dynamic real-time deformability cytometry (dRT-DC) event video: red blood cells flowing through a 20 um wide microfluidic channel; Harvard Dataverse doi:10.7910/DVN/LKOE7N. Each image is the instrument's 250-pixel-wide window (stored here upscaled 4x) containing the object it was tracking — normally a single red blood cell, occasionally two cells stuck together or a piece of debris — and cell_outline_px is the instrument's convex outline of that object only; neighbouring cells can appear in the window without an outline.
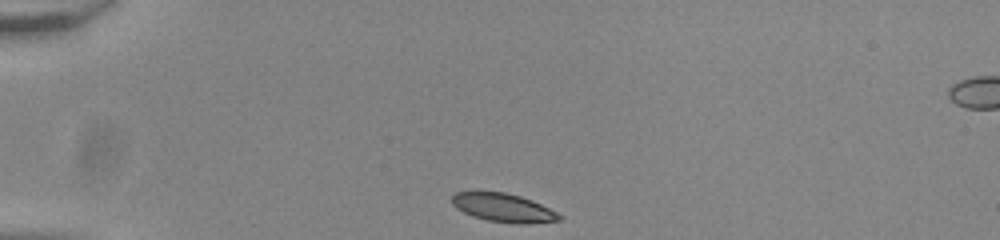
{"species": "common noctule bat (a hibernating species)", "species_latin": "Nyctalus noctula", "temperature_condition": "room temperature", "stored_images_in_passage": 35, "camera_frame_rate_fps": 3000, "um_per_image_px": 0.085, "animal": {"sex": "male", "body_mass_g": 20.0, "forearm_length_mm": 53.3}, "frame": {"image": 1, "passage_image": 1, "time_ms": 0.0, "image_size_px": [1000, 240], "cell_outline_px": [[560, 220], [528, 224], [516, 224], [488, 220], [472, 216], [456, 208], [452, 204], [452, 196], [456, 192], [504, 192], [520, 196], [532, 200], [556, 212], [560, 216]], "centroid_in_image_um": [42.77, 17.66], "position_along_channel_um": 42.2, "area_um2": 17.63}}
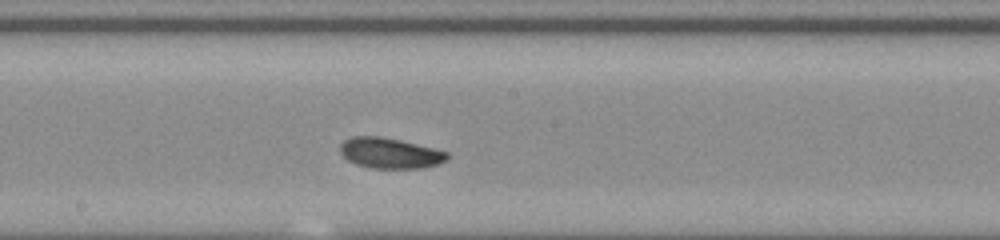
{"frame": {"image": 2, "passage_image": 18, "time_ms": 5.667, "image_size_px": [1000, 240], "cell_outline_px": [[448, 160], [436, 164], [420, 168], [368, 168], [356, 164], [348, 160], [340, 152], [340, 144], [344, 140], [352, 136], [380, 136], [400, 140], [448, 152]], "centroid_in_image_um": [33.11, 13.01], "position_along_channel_um": 215.1, "area_um2": 18.96}}
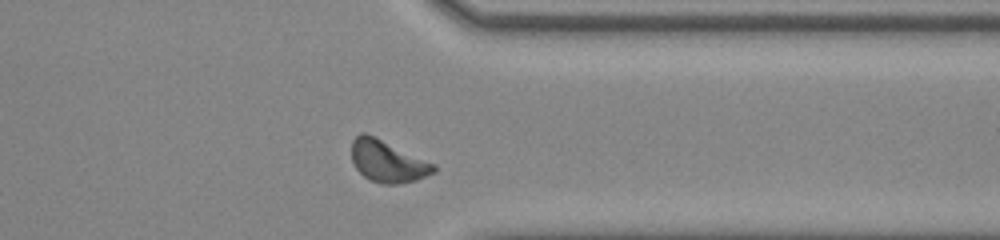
{"frame": {"image": 3, "passage_image": 31, "time_ms": 10.0, "image_size_px": [1000, 240], "cell_outline_px": [[436, 172], [416, 180], [396, 184], [380, 184], [368, 180], [356, 168], [352, 160], [352, 140], [360, 132], [364, 132], [436, 164]], "centroid_in_image_um": [32.94, 13.73], "position_along_channel_um": 378.5, "area_um2": 19.94}, "authors_computed_cell_mechanics": {"area_um2": 19.1318, "velocity_mm_per_s": 3.8126, "shape_relaxation_time_tau1_ms": 3.3699, "shape_relaxation_time_tau2_ms": 10.3327, "deformation_change_tau1": 0.0878, "deformation_change_tau2": 0.1483}}